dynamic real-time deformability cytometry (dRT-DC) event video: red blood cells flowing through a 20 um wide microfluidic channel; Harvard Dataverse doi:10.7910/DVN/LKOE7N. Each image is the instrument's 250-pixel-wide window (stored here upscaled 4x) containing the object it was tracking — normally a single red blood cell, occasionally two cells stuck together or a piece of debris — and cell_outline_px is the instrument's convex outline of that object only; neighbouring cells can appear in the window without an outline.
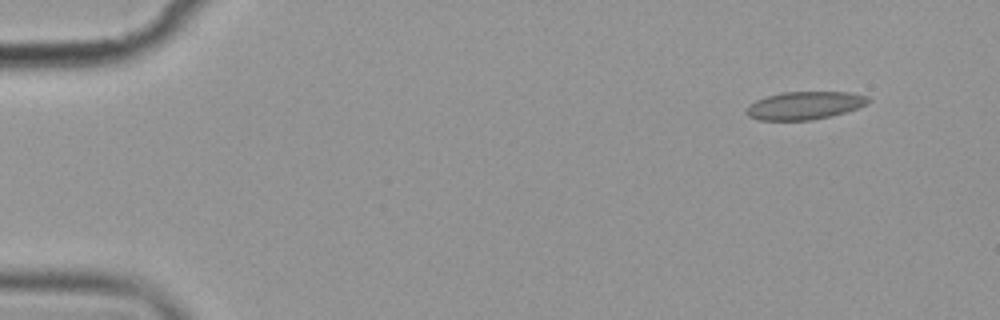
{"species": "common noctule bat (a hibernating species)", "species_latin": "Nyctalus noctula", "temperature_condition": "cold", "stored_images_in_passage": 5, "camera_frame_rate_fps": 3000, "um_per_image_px": 0.085, "animal": {"sex": "female", "body_mass_g": 19.9}, "frame": {"image": 1, "passage_image": 1, "time_ms": 0.0, "image_size_px": [1000, 320], "cell_outline_px": [[872, 100], [868, 104], [832, 116], [812, 120], [760, 120], [748, 116], [744, 112], [748, 104], [756, 100], [768, 96], [784, 92], [848, 92], [868, 96]], "centroid_in_image_um": [68.39, 8.97], "position_along_channel_um": 16.6, "area_um2": 19.88}}
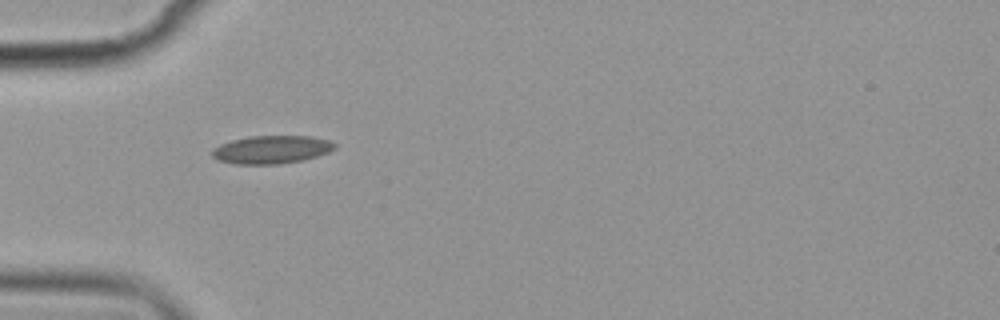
{"frame": {"image": 2, "passage_image": 4, "time_ms": 4.333, "image_size_px": [1000, 320], "cell_outline_px": [[336, 148], [328, 152], [316, 156], [300, 160], [280, 164], [236, 164], [220, 160], [212, 156], [212, 148], [220, 144], [232, 140], [252, 136], [308, 136], [328, 140], [336, 144]], "centroid_in_image_um": [23.07, 12.71], "position_along_channel_um": 61.9, "area_um2": 19.83}}
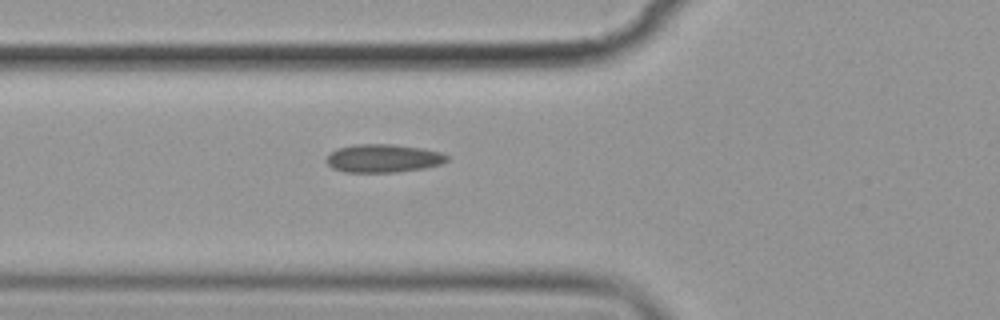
{"frame": {"image": 3, "passage_image": 5, "time_ms": 5.333, "image_size_px": [1000, 320], "cell_outline_px": [[448, 160], [440, 164], [424, 168], [396, 172], [344, 172], [332, 168], [324, 160], [336, 148], [356, 144], [392, 144], [424, 148], [440, 152], [448, 156]], "centroid_in_image_um": [32.56, 13.45], "position_along_channel_um": 93.2, "area_um2": 19.88}}